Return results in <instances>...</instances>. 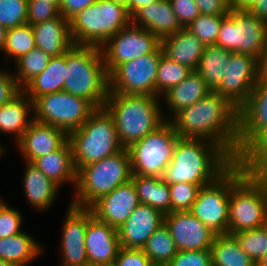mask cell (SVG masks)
Masks as SVG:
<instances>
[{
  "mask_svg": "<svg viewBox=\"0 0 267 266\" xmlns=\"http://www.w3.org/2000/svg\"><path fill=\"white\" fill-rule=\"evenodd\" d=\"M169 122L180 138L208 140L235 162L238 158L239 109L215 91L181 109Z\"/></svg>",
  "mask_w": 267,
  "mask_h": 266,
  "instance_id": "6da1fadb",
  "label": "cell"
},
{
  "mask_svg": "<svg viewBox=\"0 0 267 266\" xmlns=\"http://www.w3.org/2000/svg\"><path fill=\"white\" fill-rule=\"evenodd\" d=\"M234 163L219 145L204 139L179 137L161 178L169 185L186 182L204 187L215 182Z\"/></svg>",
  "mask_w": 267,
  "mask_h": 266,
  "instance_id": "7a4b0ae2",
  "label": "cell"
},
{
  "mask_svg": "<svg viewBox=\"0 0 267 266\" xmlns=\"http://www.w3.org/2000/svg\"><path fill=\"white\" fill-rule=\"evenodd\" d=\"M158 96L109 93L104 108L112 116L124 148L156 131L166 120Z\"/></svg>",
  "mask_w": 267,
  "mask_h": 266,
  "instance_id": "3957f363",
  "label": "cell"
},
{
  "mask_svg": "<svg viewBox=\"0 0 267 266\" xmlns=\"http://www.w3.org/2000/svg\"><path fill=\"white\" fill-rule=\"evenodd\" d=\"M63 91L104 107L109 95V74L100 48L73 45L66 52Z\"/></svg>",
  "mask_w": 267,
  "mask_h": 266,
  "instance_id": "277c9868",
  "label": "cell"
},
{
  "mask_svg": "<svg viewBox=\"0 0 267 266\" xmlns=\"http://www.w3.org/2000/svg\"><path fill=\"white\" fill-rule=\"evenodd\" d=\"M68 141L76 171L124 149L114 120L104 107L97 108L80 128L69 133Z\"/></svg>",
  "mask_w": 267,
  "mask_h": 266,
  "instance_id": "5b68a950",
  "label": "cell"
},
{
  "mask_svg": "<svg viewBox=\"0 0 267 266\" xmlns=\"http://www.w3.org/2000/svg\"><path fill=\"white\" fill-rule=\"evenodd\" d=\"M132 177L131 157L127 148L98 162L81 167L71 204L89 208L101 196L112 192Z\"/></svg>",
  "mask_w": 267,
  "mask_h": 266,
  "instance_id": "8992f818",
  "label": "cell"
},
{
  "mask_svg": "<svg viewBox=\"0 0 267 266\" xmlns=\"http://www.w3.org/2000/svg\"><path fill=\"white\" fill-rule=\"evenodd\" d=\"M131 23L127 8L110 0H97L69 21L74 45L101 48Z\"/></svg>",
  "mask_w": 267,
  "mask_h": 266,
  "instance_id": "52a82bcc",
  "label": "cell"
},
{
  "mask_svg": "<svg viewBox=\"0 0 267 266\" xmlns=\"http://www.w3.org/2000/svg\"><path fill=\"white\" fill-rule=\"evenodd\" d=\"M267 225V176L247 172L229 196L228 234Z\"/></svg>",
  "mask_w": 267,
  "mask_h": 266,
  "instance_id": "ba28073f",
  "label": "cell"
},
{
  "mask_svg": "<svg viewBox=\"0 0 267 266\" xmlns=\"http://www.w3.org/2000/svg\"><path fill=\"white\" fill-rule=\"evenodd\" d=\"M248 171L235 162L215 182L199 189L189 212L217 235L228 234L231 188Z\"/></svg>",
  "mask_w": 267,
  "mask_h": 266,
  "instance_id": "9c48e42d",
  "label": "cell"
},
{
  "mask_svg": "<svg viewBox=\"0 0 267 266\" xmlns=\"http://www.w3.org/2000/svg\"><path fill=\"white\" fill-rule=\"evenodd\" d=\"M216 45L258 59L267 48V23L249 10L231 8L222 19Z\"/></svg>",
  "mask_w": 267,
  "mask_h": 266,
  "instance_id": "30bf717a",
  "label": "cell"
},
{
  "mask_svg": "<svg viewBox=\"0 0 267 266\" xmlns=\"http://www.w3.org/2000/svg\"><path fill=\"white\" fill-rule=\"evenodd\" d=\"M96 109L87 99L62 91L36 98L33 101V118L69 134L80 128Z\"/></svg>",
  "mask_w": 267,
  "mask_h": 266,
  "instance_id": "8fae6325",
  "label": "cell"
},
{
  "mask_svg": "<svg viewBox=\"0 0 267 266\" xmlns=\"http://www.w3.org/2000/svg\"><path fill=\"white\" fill-rule=\"evenodd\" d=\"M179 136L173 125L166 121L156 131L133 143L128 149L132 175L162 177L171 162Z\"/></svg>",
  "mask_w": 267,
  "mask_h": 266,
  "instance_id": "7c38bea8",
  "label": "cell"
},
{
  "mask_svg": "<svg viewBox=\"0 0 267 266\" xmlns=\"http://www.w3.org/2000/svg\"><path fill=\"white\" fill-rule=\"evenodd\" d=\"M161 45L150 54L118 65L109 74V93L156 96L157 68Z\"/></svg>",
  "mask_w": 267,
  "mask_h": 266,
  "instance_id": "4fadbf2b",
  "label": "cell"
},
{
  "mask_svg": "<svg viewBox=\"0 0 267 266\" xmlns=\"http://www.w3.org/2000/svg\"><path fill=\"white\" fill-rule=\"evenodd\" d=\"M161 40L151 31L130 23L111 37L100 49L108 74L118 65L153 53Z\"/></svg>",
  "mask_w": 267,
  "mask_h": 266,
  "instance_id": "5bb4252c",
  "label": "cell"
},
{
  "mask_svg": "<svg viewBox=\"0 0 267 266\" xmlns=\"http://www.w3.org/2000/svg\"><path fill=\"white\" fill-rule=\"evenodd\" d=\"M257 83V58L231 52L228 66L215 92L240 109L248 100Z\"/></svg>",
  "mask_w": 267,
  "mask_h": 266,
  "instance_id": "9a60e30c",
  "label": "cell"
},
{
  "mask_svg": "<svg viewBox=\"0 0 267 266\" xmlns=\"http://www.w3.org/2000/svg\"><path fill=\"white\" fill-rule=\"evenodd\" d=\"M66 212L62 223L59 266H83L88 262L85 249L88 208L70 203Z\"/></svg>",
  "mask_w": 267,
  "mask_h": 266,
  "instance_id": "2e32d148",
  "label": "cell"
},
{
  "mask_svg": "<svg viewBox=\"0 0 267 266\" xmlns=\"http://www.w3.org/2000/svg\"><path fill=\"white\" fill-rule=\"evenodd\" d=\"M164 222L178 251L211 249L217 235L189 211L167 213Z\"/></svg>",
  "mask_w": 267,
  "mask_h": 266,
  "instance_id": "e0dca14e",
  "label": "cell"
},
{
  "mask_svg": "<svg viewBox=\"0 0 267 266\" xmlns=\"http://www.w3.org/2000/svg\"><path fill=\"white\" fill-rule=\"evenodd\" d=\"M139 204L136 188L130 180L101 196L89 208L98 220L118 229Z\"/></svg>",
  "mask_w": 267,
  "mask_h": 266,
  "instance_id": "ac0fdd59",
  "label": "cell"
},
{
  "mask_svg": "<svg viewBox=\"0 0 267 266\" xmlns=\"http://www.w3.org/2000/svg\"><path fill=\"white\" fill-rule=\"evenodd\" d=\"M85 249L88 262L102 266L114 263L120 249L117 229L98 220L90 208H88Z\"/></svg>",
  "mask_w": 267,
  "mask_h": 266,
  "instance_id": "d6986e66",
  "label": "cell"
},
{
  "mask_svg": "<svg viewBox=\"0 0 267 266\" xmlns=\"http://www.w3.org/2000/svg\"><path fill=\"white\" fill-rule=\"evenodd\" d=\"M68 141V134L55 126L33 120L16 142L23 161L32 163L36 158L61 148Z\"/></svg>",
  "mask_w": 267,
  "mask_h": 266,
  "instance_id": "ffe728a7",
  "label": "cell"
},
{
  "mask_svg": "<svg viewBox=\"0 0 267 266\" xmlns=\"http://www.w3.org/2000/svg\"><path fill=\"white\" fill-rule=\"evenodd\" d=\"M267 128V83L256 84L239 109L238 156Z\"/></svg>",
  "mask_w": 267,
  "mask_h": 266,
  "instance_id": "44dd1931",
  "label": "cell"
},
{
  "mask_svg": "<svg viewBox=\"0 0 267 266\" xmlns=\"http://www.w3.org/2000/svg\"><path fill=\"white\" fill-rule=\"evenodd\" d=\"M164 214L140 203L118 231L120 247L142 249L153 232L164 223Z\"/></svg>",
  "mask_w": 267,
  "mask_h": 266,
  "instance_id": "7402d4cb",
  "label": "cell"
},
{
  "mask_svg": "<svg viewBox=\"0 0 267 266\" xmlns=\"http://www.w3.org/2000/svg\"><path fill=\"white\" fill-rule=\"evenodd\" d=\"M131 23L151 31L160 40L182 29L169 0H157L140 8L131 16Z\"/></svg>",
  "mask_w": 267,
  "mask_h": 266,
  "instance_id": "603a6c76",
  "label": "cell"
},
{
  "mask_svg": "<svg viewBox=\"0 0 267 266\" xmlns=\"http://www.w3.org/2000/svg\"><path fill=\"white\" fill-rule=\"evenodd\" d=\"M36 48L50 57L65 54L74 44L70 36L69 21L57 17L32 25Z\"/></svg>",
  "mask_w": 267,
  "mask_h": 266,
  "instance_id": "cb8c5ba5",
  "label": "cell"
},
{
  "mask_svg": "<svg viewBox=\"0 0 267 266\" xmlns=\"http://www.w3.org/2000/svg\"><path fill=\"white\" fill-rule=\"evenodd\" d=\"M210 91L200 74L197 71H191L182 82L170 88L161 96V98L164 97L161 101L164 100L163 104L165 102L169 111V114H167L166 108L165 111L162 109L164 119L169 121L181 109L193 105Z\"/></svg>",
  "mask_w": 267,
  "mask_h": 266,
  "instance_id": "d4e9b609",
  "label": "cell"
},
{
  "mask_svg": "<svg viewBox=\"0 0 267 266\" xmlns=\"http://www.w3.org/2000/svg\"><path fill=\"white\" fill-rule=\"evenodd\" d=\"M33 120V102L22 90L0 106V134L13 135L14 143L21 138ZM0 145L5 149L1 142Z\"/></svg>",
  "mask_w": 267,
  "mask_h": 266,
  "instance_id": "484cf974",
  "label": "cell"
},
{
  "mask_svg": "<svg viewBox=\"0 0 267 266\" xmlns=\"http://www.w3.org/2000/svg\"><path fill=\"white\" fill-rule=\"evenodd\" d=\"M59 188L65 183L73 184L75 190L77 171L73 163L72 149L67 141L61 148L36 158L32 163Z\"/></svg>",
  "mask_w": 267,
  "mask_h": 266,
  "instance_id": "4316f807",
  "label": "cell"
},
{
  "mask_svg": "<svg viewBox=\"0 0 267 266\" xmlns=\"http://www.w3.org/2000/svg\"><path fill=\"white\" fill-rule=\"evenodd\" d=\"M163 54L170 60L196 71L205 46L187 28L161 40Z\"/></svg>",
  "mask_w": 267,
  "mask_h": 266,
  "instance_id": "83f0119b",
  "label": "cell"
},
{
  "mask_svg": "<svg viewBox=\"0 0 267 266\" xmlns=\"http://www.w3.org/2000/svg\"><path fill=\"white\" fill-rule=\"evenodd\" d=\"M25 163L23 192L26 200L36 211L45 212L56 203L59 187L31 163Z\"/></svg>",
  "mask_w": 267,
  "mask_h": 266,
  "instance_id": "f1b7e54d",
  "label": "cell"
},
{
  "mask_svg": "<svg viewBox=\"0 0 267 266\" xmlns=\"http://www.w3.org/2000/svg\"><path fill=\"white\" fill-rule=\"evenodd\" d=\"M66 68V53L51 57L42 73L30 80L21 90L32 102L42 95L62 92Z\"/></svg>",
  "mask_w": 267,
  "mask_h": 266,
  "instance_id": "f546056e",
  "label": "cell"
},
{
  "mask_svg": "<svg viewBox=\"0 0 267 266\" xmlns=\"http://www.w3.org/2000/svg\"><path fill=\"white\" fill-rule=\"evenodd\" d=\"M26 231L0 238V259L16 266H28L44 253V248Z\"/></svg>",
  "mask_w": 267,
  "mask_h": 266,
  "instance_id": "4dcf8cb0",
  "label": "cell"
},
{
  "mask_svg": "<svg viewBox=\"0 0 267 266\" xmlns=\"http://www.w3.org/2000/svg\"><path fill=\"white\" fill-rule=\"evenodd\" d=\"M139 202L160 210L164 215L171 213L169 184L161 177L132 175Z\"/></svg>",
  "mask_w": 267,
  "mask_h": 266,
  "instance_id": "1f68e13d",
  "label": "cell"
},
{
  "mask_svg": "<svg viewBox=\"0 0 267 266\" xmlns=\"http://www.w3.org/2000/svg\"><path fill=\"white\" fill-rule=\"evenodd\" d=\"M231 52L218 45L205 46L196 71L211 91H215L223 77L230 60Z\"/></svg>",
  "mask_w": 267,
  "mask_h": 266,
  "instance_id": "d6a6232c",
  "label": "cell"
},
{
  "mask_svg": "<svg viewBox=\"0 0 267 266\" xmlns=\"http://www.w3.org/2000/svg\"><path fill=\"white\" fill-rule=\"evenodd\" d=\"M210 250L212 266H256L233 235H216Z\"/></svg>",
  "mask_w": 267,
  "mask_h": 266,
  "instance_id": "836d02e7",
  "label": "cell"
},
{
  "mask_svg": "<svg viewBox=\"0 0 267 266\" xmlns=\"http://www.w3.org/2000/svg\"><path fill=\"white\" fill-rule=\"evenodd\" d=\"M142 250L154 266L169 264L178 249L165 222L153 232Z\"/></svg>",
  "mask_w": 267,
  "mask_h": 266,
  "instance_id": "e575fe53",
  "label": "cell"
},
{
  "mask_svg": "<svg viewBox=\"0 0 267 266\" xmlns=\"http://www.w3.org/2000/svg\"><path fill=\"white\" fill-rule=\"evenodd\" d=\"M36 48L34 32L32 25L29 23L10 28L7 31L6 43L2 50L5 56L4 62L9 64L8 61L14 63L22 56Z\"/></svg>",
  "mask_w": 267,
  "mask_h": 266,
  "instance_id": "d590c367",
  "label": "cell"
},
{
  "mask_svg": "<svg viewBox=\"0 0 267 266\" xmlns=\"http://www.w3.org/2000/svg\"><path fill=\"white\" fill-rule=\"evenodd\" d=\"M236 162L248 172L267 176V128L239 154Z\"/></svg>",
  "mask_w": 267,
  "mask_h": 266,
  "instance_id": "8d00e7d4",
  "label": "cell"
},
{
  "mask_svg": "<svg viewBox=\"0 0 267 266\" xmlns=\"http://www.w3.org/2000/svg\"><path fill=\"white\" fill-rule=\"evenodd\" d=\"M51 57L43 50L34 48L15 62L14 78L20 89L47 67Z\"/></svg>",
  "mask_w": 267,
  "mask_h": 266,
  "instance_id": "74e56055",
  "label": "cell"
},
{
  "mask_svg": "<svg viewBox=\"0 0 267 266\" xmlns=\"http://www.w3.org/2000/svg\"><path fill=\"white\" fill-rule=\"evenodd\" d=\"M191 69L176 63L161 55L156 75V96L160 97L170 88L182 82L190 73Z\"/></svg>",
  "mask_w": 267,
  "mask_h": 266,
  "instance_id": "f35d334b",
  "label": "cell"
},
{
  "mask_svg": "<svg viewBox=\"0 0 267 266\" xmlns=\"http://www.w3.org/2000/svg\"><path fill=\"white\" fill-rule=\"evenodd\" d=\"M233 236L242 250L257 264L267 251V225L248 231H241Z\"/></svg>",
  "mask_w": 267,
  "mask_h": 266,
  "instance_id": "ab89813d",
  "label": "cell"
},
{
  "mask_svg": "<svg viewBox=\"0 0 267 266\" xmlns=\"http://www.w3.org/2000/svg\"><path fill=\"white\" fill-rule=\"evenodd\" d=\"M226 15L200 14L187 29L197 37L204 46L215 45L222 19Z\"/></svg>",
  "mask_w": 267,
  "mask_h": 266,
  "instance_id": "60d3db41",
  "label": "cell"
},
{
  "mask_svg": "<svg viewBox=\"0 0 267 266\" xmlns=\"http://www.w3.org/2000/svg\"><path fill=\"white\" fill-rule=\"evenodd\" d=\"M28 23V0H0V25L10 29Z\"/></svg>",
  "mask_w": 267,
  "mask_h": 266,
  "instance_id": "b9f144b4",
  "label": "cell"
},
{
  "mask_svg": "<svg viewBox=\"0 0 267 266\" xmlns=\"http://www.w3.org/2000/svg\"><path fill=\"white\" fill-rule=\"evenodd\" d=\"M200 188L199 185L186 182L169 185L171 212L189 211Z\"/></svg>",
  "mask_w": 267,
  "mask_h": 266,
  "instance_id": "7bdbcfd3",
  "label": "cell"
},
{
  "mask_svg": "<svg viewBox=\"0 0 267 266\" xmlns=\"http://www.w3.org/2000/svg\"><path fill=\"white\" fill-rule=\"evenodd\" d=\"M19 209L6 205L0 213V238H8L21 233L23 214Z\"/></svg>",
  "mask_w": 267,
  "mask_h": 266,
  "instance_id": "ee69618b",
  "label": "cell"
},
{
  "mask_svg": "<svg viewBox=\"0 0 267 266\" xmlns=\"http://www.w3.org/2000/svg\"><path fill=\"white\" fill-rule=\"evenodd\" d=\"M167 266H212L211 250L178 251Z\"/></svg>",
  "mask_w": 267,
  "mask_h": 266,
  "instance_id": "f6af8a7d",
  "label": "cell"
},
{
  "mask_svg": "<svg viewBox=\"0 0 267 266\" xmlns=\"http://www.w3.org/2000/svg\"><path fill=\"white\" fill-rule=\"evenodd\" d=\"M59 7L44 0H28V23L35 25L59 15Z\"/></svg>",
  "mask_w": 267,
  "mask_h": 266,
  "instance_id": "bcb514c9",
  "label": "cell"
},
{
  "mask_svg": "<svg viewBox=\"0 0 267 266\" xmlns=\"http://www.w3.org/2000/svg\"><path fill=\"white\" fill-rule=\"evenodd\" d=\"M182 28H187L201 13L195 0H169Z\"/></svg>",
  "mask_w": 267,
  "mask_h": 266,
  "instance_id": "7dc6e473",
  "label": "cell"
},
{
  "mask_svg": "<svg viewBox=\"0 0 267 266\" xmlns=\"http://www.w3.org/2000/svg\"><path fill=\"white\" fill-rule=\"evenodd\" d=\"M105 266H154L142 249L120 247L114 263Z\"/></svg>",
  "mask_w": 267,
  "mask_h": 266,
  "instance_id": "c3c4849f",
  "label": "cell"
},
{
  "mask_svg": "<svg viewBox=\"0 0 267 266\" xmlns=\"http://www.w3.org/2000/svg\"><path fill=\"white\" fill-rule=\"evenodd\" d=\"M21 89L18 87L13 72L7 68L0 70V106L9 102Z\"/></svg>",
  "mask_w": 267,
  "mask_h": 266,
  "instance_id": "681fc988",
  "label": "cell"
},
{
  "mask_svg": "<svg viewBox=\"0 0 267 266\" xmlns=\"http://www.w3.org/2000/svg\"><path fill=\"white\" fill-rule=\"evenodd\" d=\"M202 15H227L231 9L230 0H195Z\"/></svg>",
  "mask_w": 267,
  "mask_h": 266,
  "instance_id": "f907efd6",
  "label": "cell"
},
{
  "mask_svg": "<svg viewBox=\"0 0 267 266\" xmlns=\"http://www.w3.org/2000/svg\"><path fill=\"white\" fill-rule=\"evenodd\" d=\"M95 1L97 0H62L59 6V13L67 21H70L74 16Z\"/></svg>",
  "mask_w": 267,
  "mask_h": 266,
  "instance_id": "816d5d0a",
  "label": "cell"
},
{
  "mask_svg": "<svg viewBox=\"0 0 267 266\" xmlns=\"http://www.w3.org/2000/svg\"><path fill=\"white\" fill-rule=\"evenodd\" d=\"M267 83V48L257 59V83L256 84H266Z\"/></svg>",
  "mask_w": 267,
  "mask_h": 266,
  "instance_id": "f5cc1de1",
  "label": "cell"
},
{
  "mask_svg": "<svg viewBox=\"0 0 267 266\" xmlns=\"http://www.w3.org/2000/svg\"><path fill=\"white\" fill-rule=\"evenodd\" d=\"M249 11L253 13L258 19L267 23V0L257 1Z\"/></svg>",
  "mask_w": 267,
  "mask_h": 266,
  "instance_id": "db71d44e",
  "label": "cell"
},
{
  "mask_svg": "<svg viewBox=\"0 0 267 266\" xmlns=\"http://www.w3.org/2000/svg\"><path fill=\"white\" fill-rule=\"evenodd\" d=\"M257 1L263 0H230L231 8L249 10Z\"/></svg>",
  "mask_w": 267,
  "mask_h": 266,
  "instance_id": "11a10c76",
  "label": "cell"
},
{
  "mask_svg": "<svg viewBox=\"0 0 267 266\" xmlns=\"http://www.w3.org/2000/svg\"><path fill=\"white\" fill-rule=\"evenodd\" d=\"M157 0H130L129 2V15L132 16L140 8L150 5Z\"/></svg>",
  "mask_w": 267,
  "mask_h": 266,
  "instance_id": "9f6ffc18",
  "label": "cell"
},
{
  "mask_svg": "<svg viewBox=\"0 0 267 266\" xmlns=\"http://www.w3.org/2000/svg\"><path fill=\"white\" fill-rule=\"evenodd\" d=\"M7 31V28L0 25V51H2L5 46Z\"/></svg>",
  "mask_w": 267,
  "mask_h": 266,
  "instance_id": "6f0895ef",
  "label": "cell"
},
{
  "mask_svg": "<svg viewBox=\"0 0 267 266\" xmlns=\"http://www.w3.org/2000/svg\"><path fill=\"white\" fill-rule=\"evenodd\" d=\"M110 1H112L113 3L120 4V5L124 6L125 8H127V11L129 13L130 0H110Z\"/></svg>",
  "mask_w": 267,
  "mask_h": 266,
  "instance_id": "680465c9",
  "label": "cell"
},
{
  "mask_svg": "<svg viewBox=\"0 0 267 266\" xmlns=\"http://www.w3.org/2000/svg\"><path fill=\"white\" fill-rule=\"evenodd\" d=\"M256 266H267V251L262 256V258L260 259V261L256 264Z\"/></svg>",
  "mask_w": 267,
  "mask_h": 266,
  "instance_id": "91938a15",
  "label": "cell"
},
{
  "mask_svg": "<svg viewBox=\"0 0 267 266\" xmlns=\"http://www.w3.org/2000/svg\"><path fill=\"white\" fill-rule=\"evenodd\" d=\"M8 203H5L4 199L0 197V213Z\"/></svg>",
  "mask_w": 267,
  "mask_h": 266,
  "instance_id": "94428289",
  "label": "cell"
},
{
  "mask_svg": "<svg viewBox=\"0 0 267 266\" xmlns=\"http://www.w3.org/2000/svg\"><path fill=\"white\" fill-rule=\"evenodd\" d=\"M0 266H16V265L9 263V262H5L0 259Z\"/></svg>",
  "mask_w": 267,
  "mask_h": 266,
  "instance_id": "6125c7cd",
  "label": "cell"
},
{
  "mask_svg": "<svg viewBox=\"0 0 267 266\" xmlns=\"http://www.w3.org/2000/svg\"><path fill=\"white\" fill-rule=\"evenodd\" d=\"M44 1L52 2V3L56 4L59 7L62 0H44Z\"/></svg>",
  "mask_w": 267,
  "mask_h": 266,
  "instance_id": "be15d7a7",
  "label": "cell"
},
{
  "mask_svg": "<svg viewBox=\"0 0 267 266\" xmlns=\"http://www.w3.org/2000/svg\"><path fill=\"white\" fill-rule=\"evenodd\" d=\"M6 149H4L1 145H0V159L4 156V153ZM3 155V156H2Z\"/></svg>",
  "mask_w": 267,
  "mask_h": 266,
  "instance_id": "e7e4bbea",
  "label": "cell"
},
{
  "mask_svg": "<svg viewBox=\"0 0 267 266\" xmlns=\"http://www.w3.org/2000/svg\"><path fill=\"white\" fill-rule=\"evenodd\" d=\"M83 266H102V265H98V264H94V263H85Z\"/></svg>",
  "mask_w": 267,
  "mask_h": 266,
  "instance_id": "03108f58",
  "label": "cell"
}]
</instances>
